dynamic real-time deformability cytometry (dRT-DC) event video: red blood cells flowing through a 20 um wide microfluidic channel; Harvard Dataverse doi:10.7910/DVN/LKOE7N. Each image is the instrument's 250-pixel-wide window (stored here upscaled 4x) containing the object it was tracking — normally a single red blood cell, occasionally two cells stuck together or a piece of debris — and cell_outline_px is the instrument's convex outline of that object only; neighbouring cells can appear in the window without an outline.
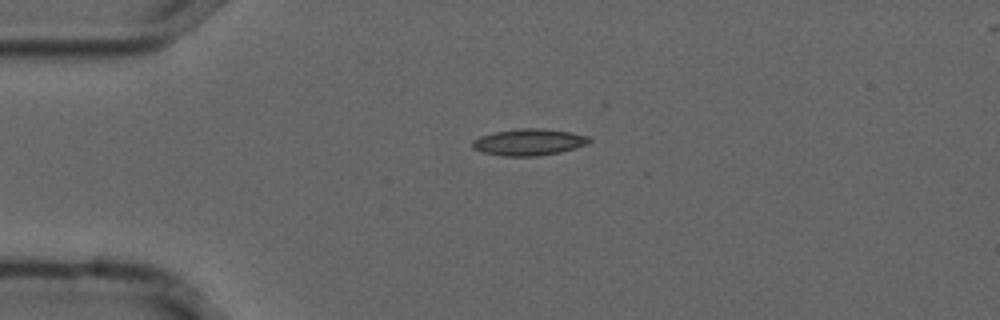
{"species": "common noctule bat (a hibernating species)", "species_latin": "Nyctalus noctula", "temperature_condition": "cold", "stored_images_in_passage": 43, "camera_frame_rate_fps": 3000, "um_per_image_px": 0.085, "animal": {"sex": "male", "forearm_length_mm": 52.5}, "frame": {"image": 1, "passage_image": 1, "time_ms": 0.0, "image_size_px": [1000, 320], "cell_outline_px": [[592, 140], [588, 144], [576, 148], [560, 152], [536, 156], [504, 156], [480, 152], [472, 148], [472, 140], [480, 136], [496, 132], [520, 128], [544, 128], [568, 132], [588, 136]], "centroid_in_image_um": [44.94, 12.08], "position_along_channel_um": 40.1, "area_um2": 18.15}}
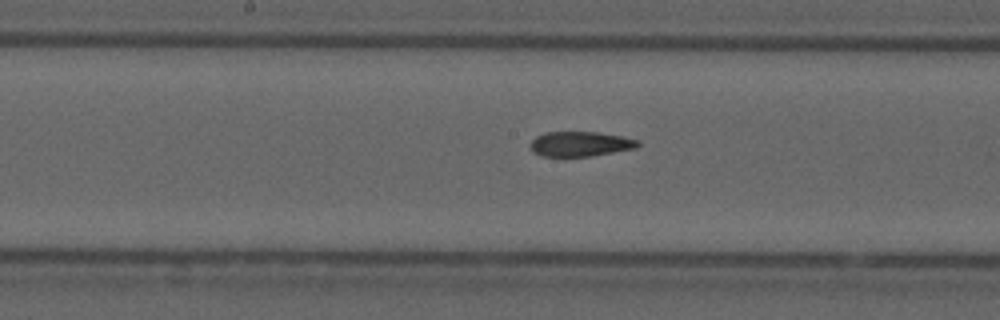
{"frame": {"image": 2, "passage_image": 16, "time_ms": 5.0, "image_size_px": [1000, 320], "cell_outline_px": [[640, 144], [636, 148], [592, 156], [540, 156], [532, 152], [528, 144], [536, 136], [544, 132], [600, 132], [640, 140]], "centroid_in_image_um": [49.29, 12.23], "position_along_channel_um": 198.9, "area_um2": 15.78}}
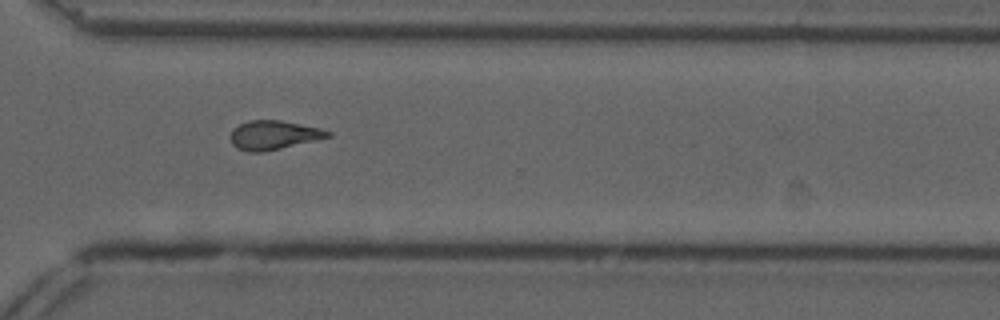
{"frame": {"image": 3, "passage_image": 28, "time_ms": 9.0, "image_size_px": [1000, 320], "cell_outline_px": [[332, 136], [316, 140], [264, 152], [248, 152], [236, 148], [232, 144], [228, 136], [232, 128], [248, 120], [280, 120], [320, 128], [332, 132]], "centroid_in_image_um": [23.21, 11.48], "position_along_channel_um": 347.4, "area_um2": 16.65}, "authors_computed_cell_mechanics": {"area_um2": 16.5308, "velocity_mm_per_s": 3.7243, "shape_relaxation_time_tau1_ms": null, "shape_relaxation_time_tau2_ms": 4.3589, "deformation_change_tau1": null, "deformation_change_tau2": 0.1286}}